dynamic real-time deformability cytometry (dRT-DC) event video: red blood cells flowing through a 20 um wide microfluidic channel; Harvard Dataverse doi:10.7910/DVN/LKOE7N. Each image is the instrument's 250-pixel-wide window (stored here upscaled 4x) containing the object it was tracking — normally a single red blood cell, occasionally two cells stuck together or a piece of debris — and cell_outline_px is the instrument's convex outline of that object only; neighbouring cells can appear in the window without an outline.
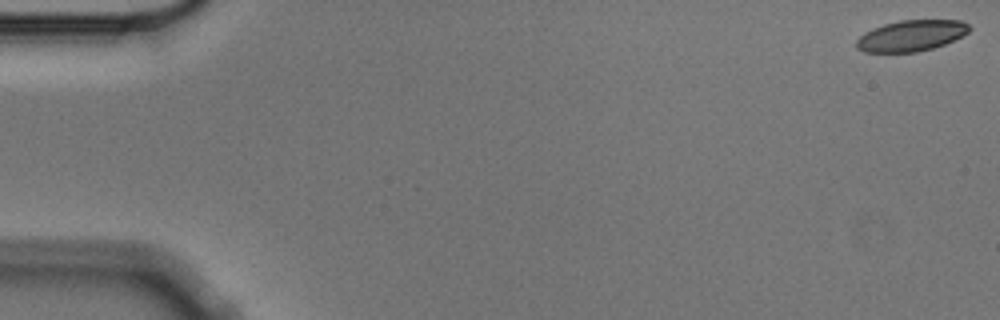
{"species": "Egyptian fruit bat (a non-hibernating species)", "species_latin": "Rousettus aegyptiacus", "temperature_condition": "cold", "stored_images_in_passage": 4, "camera_frame_rate_fps": 3000, "um_per_image_px": 0.085, "animal": {"sex": "male"}, "frame": {"image": 1, "passage_image": 1, "time_ms": 0.0, "image_size_px": [1000, 320], "cell_outline_px": [[972, 28], [968, 32], [944, 44], [932, 48], [916, 52], [864, 52], [856, 48], [856, 40], [864, 32], [872, 28], [884, 24], [900, 20], [960, 20], [968, 24]], "centroid_in_image_um": [77.42, 3.03], "position_along_channel_um": 7.6, "area_um2": 20.35}}
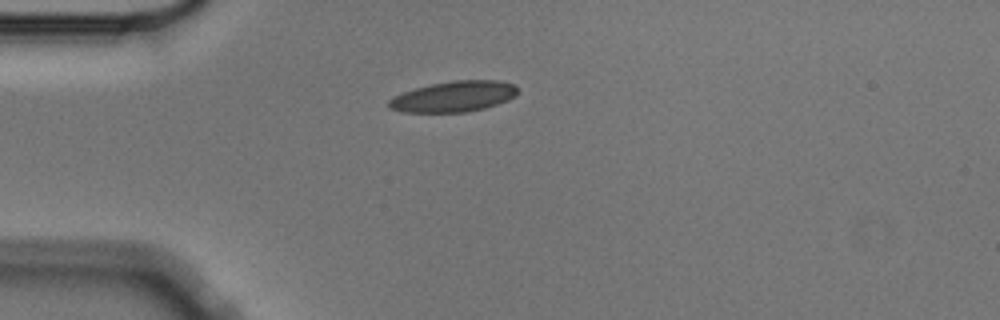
{"frame": {"image": 2, "passage_image": 3, "time_ms": 0.667, "image_size_px": [1000, 320], "cell_outline_px": [[516, 96], [508, 100], [484, 108], [464, 112], [404, 112], [388, 108], [388, 100], [404, 92], [416, 88], [432, 84], [456, 80], [496, 80], [516, 84]], "centroid_in_image_um": [38.58, 8.2], "position_along_channel_um": 46.4, "area_um2": 22.83}}
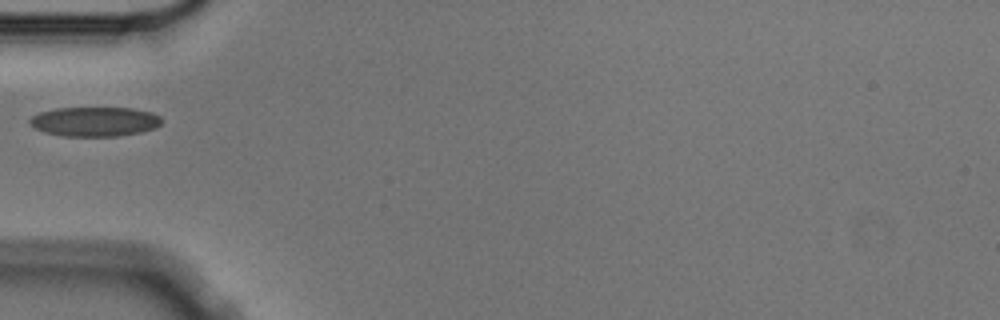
{"frame": {"image": 3, "passage_image": 4, "time_ms": 1.0, "image_size_px": [1000, 320], "cell_outline_px": [[164, 120], [156, 128], [140, 132], [120, 136], [60, 136], [44, 132], [28, 124], [28, 120], [32, 116], [40, 112], [56, 108], [132, 108], [152, 112], [160, 116]], "centroid_in_image_um": [8.06, 10.34], "position_along_channel_um": 76.9, "area_um2": 22.89}}